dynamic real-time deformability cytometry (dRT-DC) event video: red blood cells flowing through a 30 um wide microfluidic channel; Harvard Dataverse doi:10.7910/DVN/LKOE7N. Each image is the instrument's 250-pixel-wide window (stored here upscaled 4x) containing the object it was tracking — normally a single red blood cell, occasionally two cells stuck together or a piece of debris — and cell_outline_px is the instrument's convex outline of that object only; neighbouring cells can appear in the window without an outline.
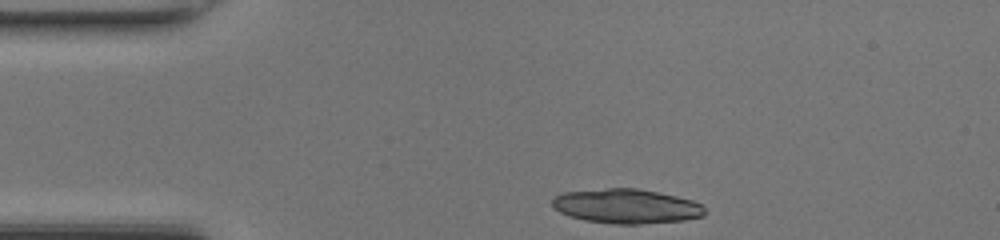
{"species": "common noctule bat (a hibernating species)", "species_latin": "Nyctalus noctula", "temperature_condition": "room temperature", "stored_images_in_passage": 30, "camera_frame_rate_fps": 3000, "um_per_image_px": 0.085, "animal": {"sex": "female", "body_mass_g": 17.0, "forearm_length_mm": 48.0}, "frame": {"image": 1, "passage_image": 1, "time_ms": 0.0, "image_size_px": [1000, 240], "cell_outline_px": [[704, 216], [684, 220], [640, 224], [612, 224], [584, 220], [568, 216], [560, 212], [552, 204], [552, 196], [564, 192], [608, 188], [636, 188], [676, 196], [692, 200], [700, 204], [704, 208]], "centroid_in_image_um": [53.21, 17.53], "position_along_channel_um": 31.8, "area_um2": 30.63}}